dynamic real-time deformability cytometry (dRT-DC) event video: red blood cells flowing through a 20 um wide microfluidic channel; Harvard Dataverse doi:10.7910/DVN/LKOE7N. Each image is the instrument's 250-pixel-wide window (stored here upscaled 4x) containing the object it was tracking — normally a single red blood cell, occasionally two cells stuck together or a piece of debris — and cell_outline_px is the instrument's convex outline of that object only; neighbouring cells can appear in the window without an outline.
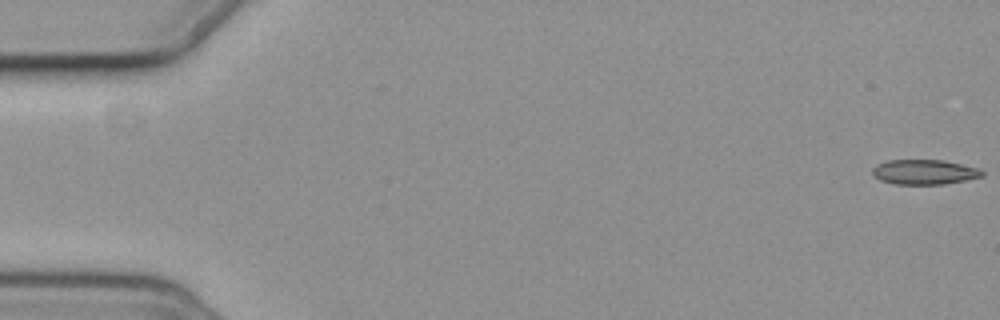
{"species": "common noctule bat (a hibernating species)", "species_latin": "Nyctalus noctula", "temperature_condition": "cold", "stored_images_in_passage": 5, "camera_frame_rate_fps": 3000, "um_per_image_px": 0.085, "animal": {"sex": "female", "body_mass_g": 19.3, "forearm_length_mm": 54.1}, "frame": {"image": 1, "passage_image": 1, "time_ms": 0.0, "image_size_px": [1000, 320], "cell_outline_px": [[984, 176], [944, 184], [896, 184], [880, 180], [872, 172], [872, 168], [876, 164], [888, 160], [944, 160], [980, 168], [984, 172]], "centroid_in_image_um": [78.59, 14.61], "position_along_channel_um": 6.4, "area_um2": 15.9}}